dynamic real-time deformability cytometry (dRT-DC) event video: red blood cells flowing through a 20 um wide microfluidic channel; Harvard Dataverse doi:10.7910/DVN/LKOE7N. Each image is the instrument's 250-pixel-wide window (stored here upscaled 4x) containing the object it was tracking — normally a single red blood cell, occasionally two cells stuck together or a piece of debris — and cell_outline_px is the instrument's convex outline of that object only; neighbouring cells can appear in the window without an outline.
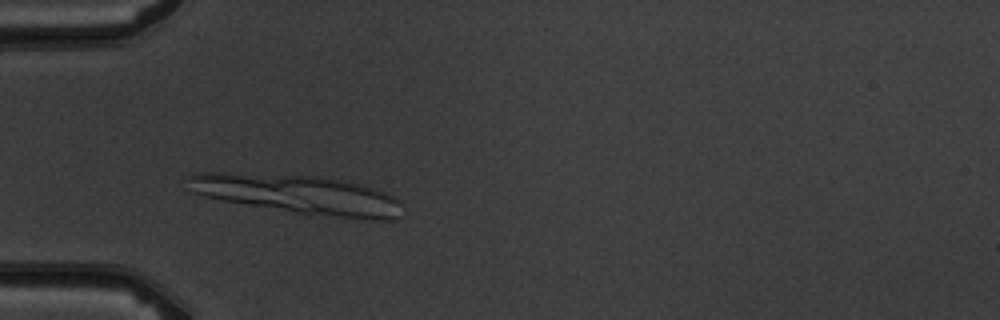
{"species": "common noctule bat (a hibernating species)", "species_latin": "Nyctalus noctula", "temperature_condition": "warm", "stored_images_in_passage": 3, "camera_frame_rate_fps": 3000, "um_per_image_px": 0.085, "animal": {"sex": "male", "body_mass_g": 19.5, "forearm_length_mm": 54.6}, "frame": {"image": 1, "passage_image": 2, "time_ms": 2.0, "image_size_px": [1000, 320], "cell_outline_px": [[400, 204], [396, 220], [368, 220], [296, 212], [224, 200], [204, 196], [192, 192], [184, 176], [192, 172], [220, 172], [324, 176], [344, 180], [384, 192], [396, 196], [400, 200]], "centroid_in_image_um": [25.3, 16.5], "position_along_channel_um": 59.7, "area_um2": 48.61}}